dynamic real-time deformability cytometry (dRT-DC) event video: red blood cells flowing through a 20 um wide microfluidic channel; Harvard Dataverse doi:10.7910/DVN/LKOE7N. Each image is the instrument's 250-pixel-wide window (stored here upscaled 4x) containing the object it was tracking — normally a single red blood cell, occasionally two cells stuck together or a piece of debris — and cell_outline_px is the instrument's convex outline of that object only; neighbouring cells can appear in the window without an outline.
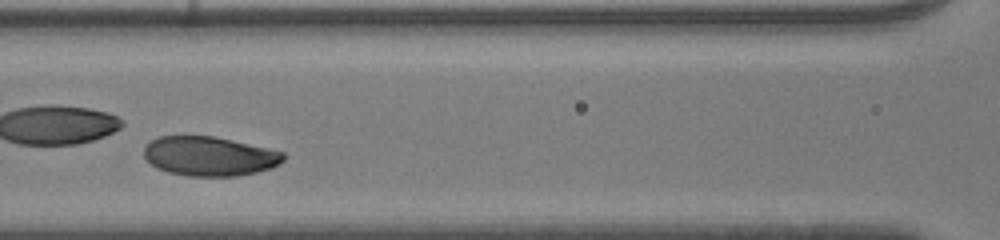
{"species": "human", "species_latin": "Homo sapiens", "temperature_condition": "room temperature", "stored_images_in_passage": 31, "camera_frame_rate_fps": 3000, "um_per_image_px": 0.085, "donor": {"sex": "male"}, "frame": {"image": 1, "passage_image": 8, "time_ms": 2.333, "image_size_px": [1000, 240], "cell_outline_px": [[284, 160], [272, 168], [256, 172], [236, 176], [188, 176], [168, 172], [156, 168], [144, 156], [144, 148], [152, 140], [160, 136], [212, 136], [232, 140], [284, 152]], "centroid_in_image_um": [17.8, 13.28], "position_along_channel_um": 148.8, "area_um2": 31.79}}
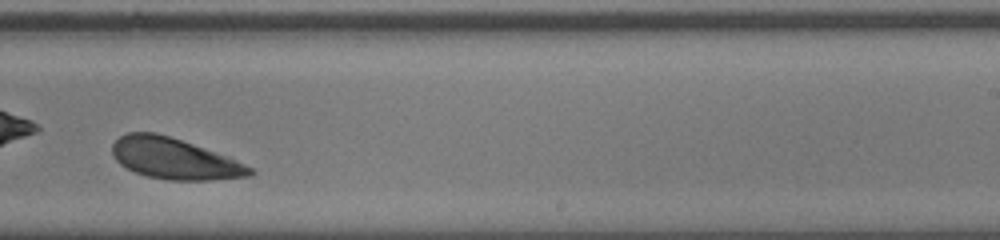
{"frame": {"image": 2, "passage_image": 17, "time_ms": 5.333, "image_size_px": [1000, 240], "cell_outline_px": [[256, 172], [252, 176], [212, 180], [168, 180], [148, 176], [136, 172], [120, 164], [116, 160], [112, 152], [112, 144], [120, 136], [128, 132], [156, 132], [192, 144], [236, 160], [252, 168]], "centroid_in_image_um": [14.81, 13.49], "position_along_channel_um": 274.2, "area_um2": 32.48}}
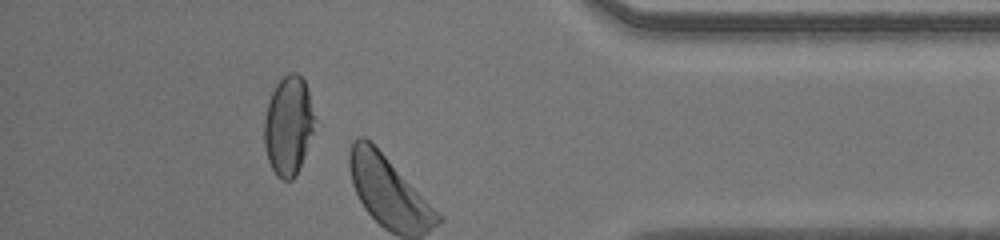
{"frame": {"image": 3, "passage_image": 27, "time_ms": 8.667, "image_size_px": [1000, 240], "cell_outline_px": [[316, 120], [312, 132], [296, 176], [292, 180], [284, 180], [276, 176], [268, 160], [264, 144], [264, 120], [268, 104], [272, 92], [276, 84], [288, 72], [296, 72], [304, 80], [308, 92]], "centroid_in_image_um": [24.5, 10.68], "position_along_channel_um": 410.7, "area_um2": 28.84}}